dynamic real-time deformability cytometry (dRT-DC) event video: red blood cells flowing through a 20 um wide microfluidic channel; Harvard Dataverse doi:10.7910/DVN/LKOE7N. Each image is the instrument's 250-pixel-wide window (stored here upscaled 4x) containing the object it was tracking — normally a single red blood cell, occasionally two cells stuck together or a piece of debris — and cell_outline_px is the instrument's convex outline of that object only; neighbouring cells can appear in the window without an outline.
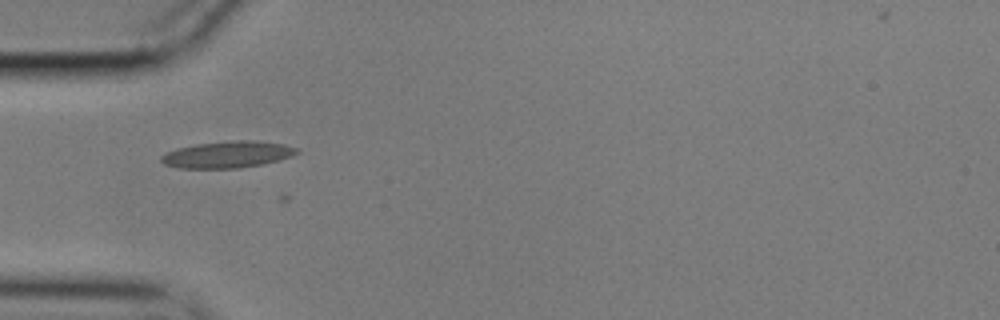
{"species": "common noctule bat (a hibernating species)", "species_latin": "Nyctalus noctula", "temperature_condition": "cold", "stored_images_in_passage": 8, "camera_frame_rate_fps": 3000, "um_per_image_px": 0.085, "animal": {"sex": "male", "body_mass_g": 17.9}, "frame": {"image": 1, "passage_image": 3, "time_ms": 0.667, "image_size_px": [1000, 320], "cell_outline_px": [[300, 152], [292, 156], [264, 164], [240, 168], [176, 168], [164, 164], [160, 160], [160, 156], [176, 148], [196, 144], [232, 140], [252, 140], [284, 144], [296, 148]], "centroid_in_image_um": [19.33, 13.13], "position_along_channel_um": 65.7, "area_um2": 21.15}}